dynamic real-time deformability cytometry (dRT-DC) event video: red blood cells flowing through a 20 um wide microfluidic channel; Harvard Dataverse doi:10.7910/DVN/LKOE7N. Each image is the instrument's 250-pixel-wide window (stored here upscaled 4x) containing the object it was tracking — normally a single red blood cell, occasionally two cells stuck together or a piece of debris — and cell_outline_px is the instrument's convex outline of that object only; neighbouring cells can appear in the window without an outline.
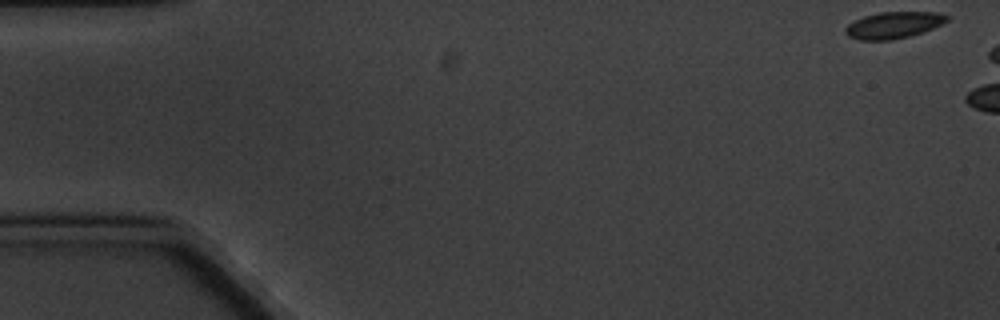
{"species": "common noctule bat (a hibernating species)", "species_latin": "Nyctalus noctula", "temperature_condition": "cold", "stored_images_in_passage": 5, "camera_frame_rate_fps": 3000, "um_per_image_px": 0.085, "animal": {"sex": "male", "body_mass_g": 20.1, "forearm_length_mm": 53.5}, "frame": {"image": 1, "passage_image": 1, "time_ms": 0.0, "image_size_px": [1000, 320], "cell_outline_px": [[948, 20], [924, 32], [912, 36], [892, 40], [856, 40], [848, 36], [844, 32], [844, 28], [848, 24], [864, 16], [880, 12], [936, 12], [948, 16]], "centroid_in_image_um": [75.92, 2.15], "position_along_channel_um": 9.1, "area_um2": 15.78}}